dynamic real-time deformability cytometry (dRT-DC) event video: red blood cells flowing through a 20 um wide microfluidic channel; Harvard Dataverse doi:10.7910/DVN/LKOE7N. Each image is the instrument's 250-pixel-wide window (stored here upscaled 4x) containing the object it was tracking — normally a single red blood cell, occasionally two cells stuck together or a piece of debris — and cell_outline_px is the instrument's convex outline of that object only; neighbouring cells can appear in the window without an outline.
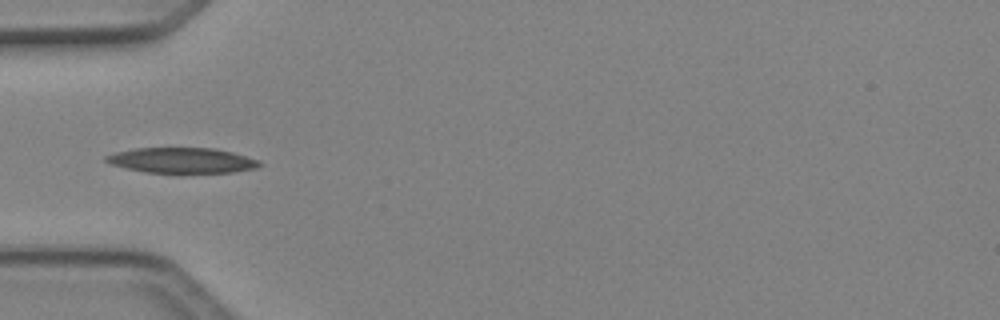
{"species": "Egyptian fruit bat (a non-hibernating species)", "species_latin": "Rousettus aegyptiacus", "temperature_condition": "cold", "stored_images_in_passage": 5, "camera_frame_rate_fps": 3000, "um_per_image_px": 0.085, "animal": {"sex": "female"}, "frame": {"image": 1, "passage_image": 4, "time_ms": 1.0, "image_size_px": [1000, 320], "cell_outline_px": [[264, 164], [256, 168], [232, 172], [144, 172], [108, 164], [104, 160], [104, 156], [116, 152], [136, 148], [212, 148], [232, 152], [260, 160]], "centroid_in_image_um": [15.45, 13.63], "position_along_channel_um": 69.6, "area_um2": 22.6}}
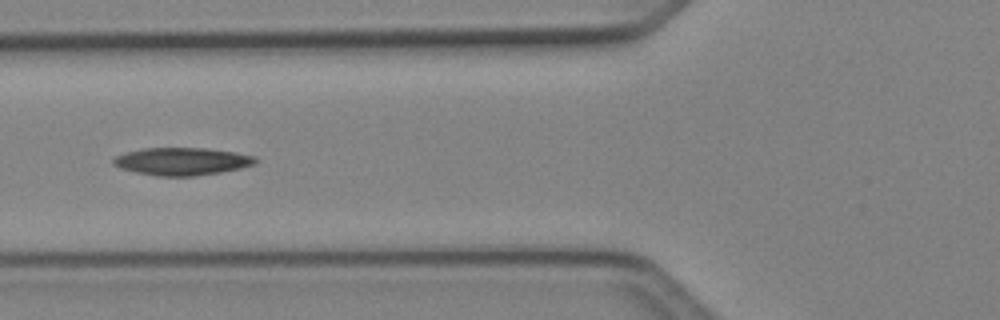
{"frame": {"image": 2, "passage_image": 5, "time_ms": 1.333, "image_size_px": [1000, 320], "cell_outline_px": [[260, 160], [256, 164], [240, 168], [220, 172], [196, 176], [156, 176], [136, 172], [120, 168], [112, 164], [112, 160], [116, 156], [128, 152], [144, 148], [208, 148], [236, 152], [256, 156]], "centroid_in_image_um": [15.52, 13.71], "position_along_channel_um": 110.3, "area_um2": 23.0}}